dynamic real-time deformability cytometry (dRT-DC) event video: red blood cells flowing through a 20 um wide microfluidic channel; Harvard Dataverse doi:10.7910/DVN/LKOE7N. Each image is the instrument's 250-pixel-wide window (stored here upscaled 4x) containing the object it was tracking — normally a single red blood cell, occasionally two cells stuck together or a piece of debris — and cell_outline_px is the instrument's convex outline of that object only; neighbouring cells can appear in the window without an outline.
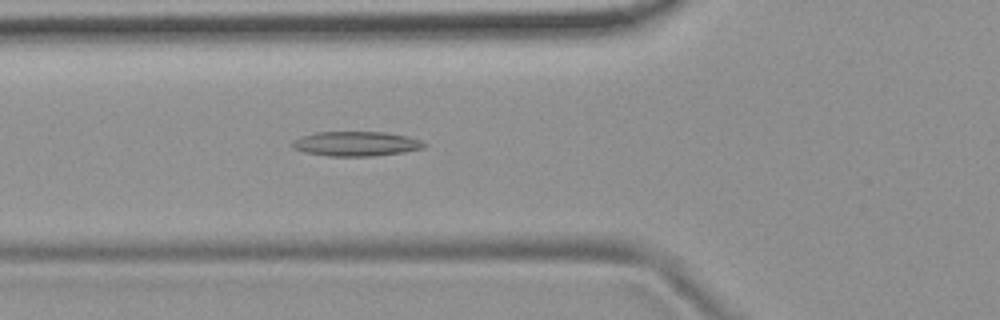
{"species": "common noctule bat (a hibernating species)", "species_latin": "Nyctalus noctula", "temperature_condition": "room temperature", "stored_images_in_passage": 38, "camera_frame_rate_fps": 3000, "um_per_image_px": 0.085, "animal": {"sex": "female", "body_mass_g": 19.9}, "frame": {"image": 1, "passage_image": 7, "time_ms": 2.0, "image_size_px": [1000, 320], "cell_outline_px": [[428, 144], [424, 148], [404, 152], [372, 156], [328, 156], [304, 152], [292, 148], [292, 144], [300, 136], [316, 132], [384, 132], [408, 136], [420, 140]], "centroid_in_image_um": [30.29, 12.22], "position_along_channel_um": 95.5, "area_um2": 18.96}}
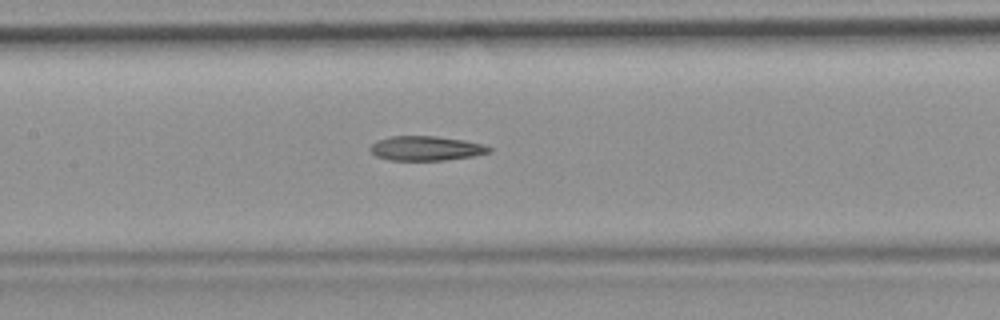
{"frame": {"image": 2, "passage_image": 13, "time_ms": 4.0, "image_size_px": [1000, 320], "cell_outline_px": [[492, 152], [472, 156], [444, 160], [388, 160], [376, 156], [368, 148], [372, 144], [380, 140], [392, 136], [436, 136], [464, 140], [484, 144], [492, 148]], "centroid_in_image_um": [36.24, 12.61], "position_along_channel_um": 171.2, "area_um2": 16.94}}
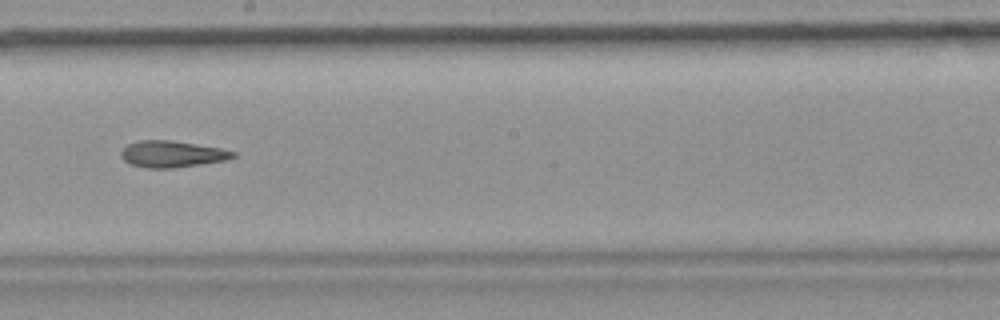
{"frame": {"image": 3, "passage_image": 18, "time_ms": 5.667, "image_size_px": [1000, 320], "cell_outline_px": [[236, 156], [228, 160], [176, 168], [148, 168], [128, 164], [120, 156], [120, 152], [128, 144], [140, 140], [172, 140], [220, 148], [236, 152]], "centroid_in_image_um": [14.62, 13.1], "position_along_channel_um": 233.6, "area_um2": 17.46}}